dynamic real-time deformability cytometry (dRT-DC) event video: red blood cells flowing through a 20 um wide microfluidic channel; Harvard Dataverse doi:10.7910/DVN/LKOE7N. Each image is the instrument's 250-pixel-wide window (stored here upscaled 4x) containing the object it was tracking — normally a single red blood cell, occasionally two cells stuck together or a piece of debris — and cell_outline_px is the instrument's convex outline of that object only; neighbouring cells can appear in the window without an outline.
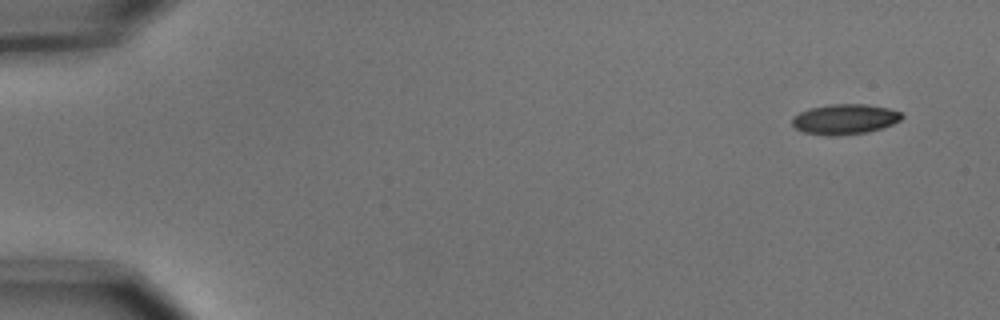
{"species": "common noctule bat (a hibernating species)", "species_latin": "Nyctalus noctula", "temperature_condition": "cold", "stored_images_in_passage": 8, "camera_frame_rate_fps": 3000, "um_per_image_px": 0.085, "animal": {"sex": "male", "body_mass_g": 15.6}, "frame": {"image": 1, "passage_image": 1, "time_ms": 0.0, "image_size_px": [1000, 320], "cell_outline_px": [[904, 116], [900, 120], [892, 124], [868, 132], [836, 136], [824, 136], [804, 132], [796, 128], [792, 124], [792, 116], [808, 108], [832, 104], [868, 104], [888, 108], [900, 112]], "centroid_in_image_um": [71.78, 10.13], "position_along_channel_um": 13.2, "area_um2": 19.42}}
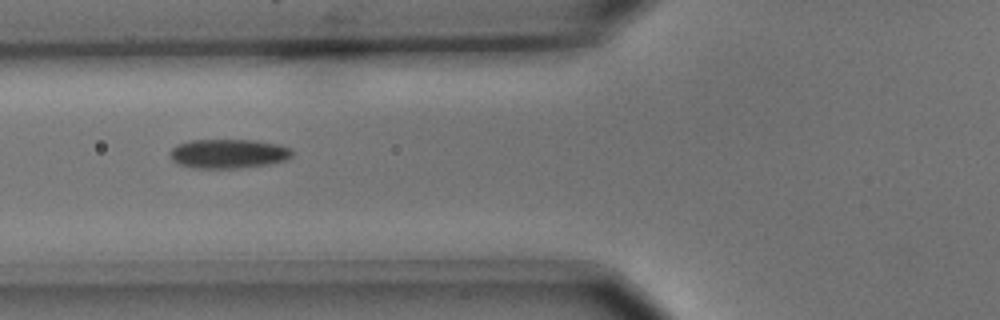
{"frame": {"image": 2, "passage_image": 6, "time_ms": 1.667, "image_size_px": [1000, 320], "cell_outline_px": [[292, 156], [288, 160], [268, 164], [236, 168], [196, 168], [180, 164], [172, 160], [168, 152], [176, 144], [188, 140], [256, 140], [280, 144], [292, 148]], "centroid_in_image_um": [19.43, 13.05], "position_along_channel_um": 106.4, "area_um2": 21.04}}
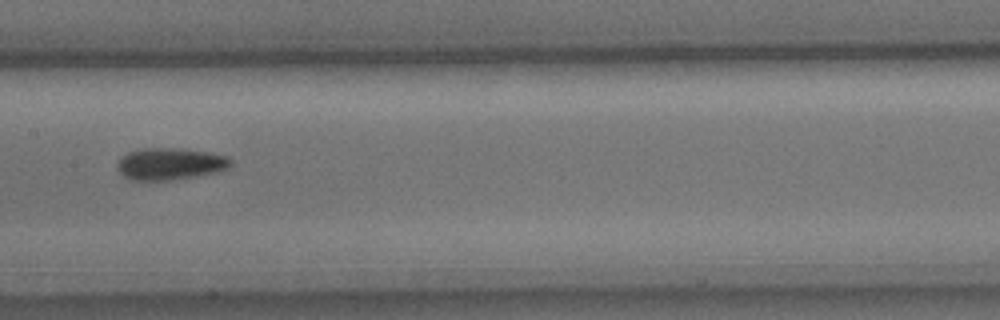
{"frame": {"image": 3, "passage_image": 8, "time_ms": 2.333, "image_size_px": [1000, 320], "cell_outline_px": [[232, 164], [228, 168], [216, 172], [196, 176], [168, 180], [132, 180], [124, 176], [116, 168], [116, 164], [120, 156], [128, 152], [144, 148], [180, 148], [212, 152], [228, 156], [232, 160]], "centroid_in_image_um": [14.46, 13.91], "position_along_channel_um": 192.9, "area_um2": 21.33}}